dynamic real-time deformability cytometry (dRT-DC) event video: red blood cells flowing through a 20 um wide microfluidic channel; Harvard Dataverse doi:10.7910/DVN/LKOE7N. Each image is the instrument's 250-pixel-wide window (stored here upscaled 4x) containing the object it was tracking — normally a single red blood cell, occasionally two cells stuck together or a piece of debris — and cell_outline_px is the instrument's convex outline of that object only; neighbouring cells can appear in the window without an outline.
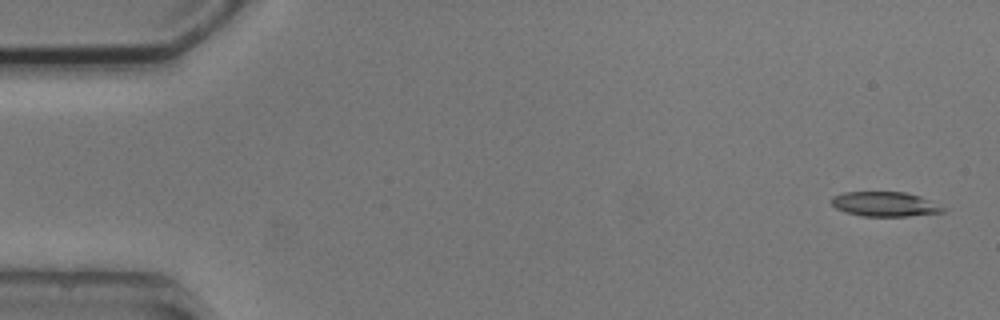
{"species": "common noctule bat (a hibernating species)", "species_latin": "Nyctalus noctula", "temperature_condition": "cold", "stored_images_in_passage": 4, "camera_frame_rate_fps": 3000, "um_per_image_px": 0.085, "animal": {"sex": "male", "body_mass_g": 20.5, "forearm_length_mm": 52.5}, "frame": {"image": 1, "passage_image": 1, "time_ms": 0.0, "image_size_px": [1000, 320], "cell_outline_px": [[948, 208], [944, 212], [908, 216], [860, 216], [844, 212], [836, 208], [832, 204], [832, 196], [844, 192], [904, 192], [920, 196]], "centroid_in_image_um": [75.23, 17.35], "position_along_channel_um": 9.8, "area_um2": 16.13}}
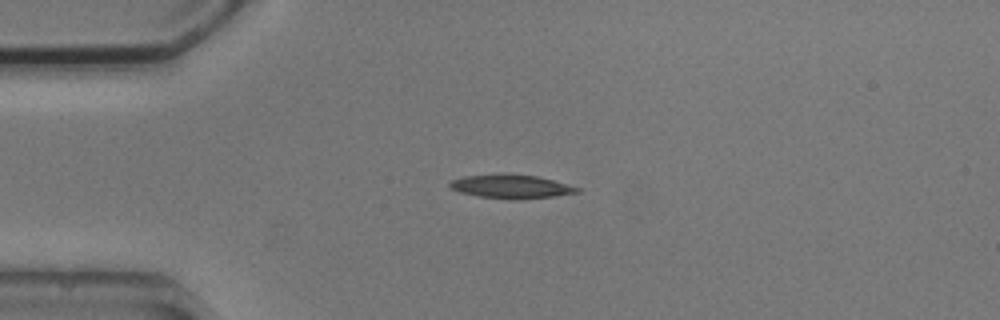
{"frame": {"image": 2, "passage_image": 4, "time_ms": 3.667, "image_size_px": [1000, 320], "cell_outline_px": [[580, 192], [552, 196], [512, 200], [476, 196], [460, 192], [452, 188], [448, 184], [452, 180], [464, 176], [504, 172], [536, 176], [552, 180], [580, 188]], "centroid_in_image_um": [43.4, 15.83], "position_along_channel_um": 41.6, "area_um2": 17.74}}